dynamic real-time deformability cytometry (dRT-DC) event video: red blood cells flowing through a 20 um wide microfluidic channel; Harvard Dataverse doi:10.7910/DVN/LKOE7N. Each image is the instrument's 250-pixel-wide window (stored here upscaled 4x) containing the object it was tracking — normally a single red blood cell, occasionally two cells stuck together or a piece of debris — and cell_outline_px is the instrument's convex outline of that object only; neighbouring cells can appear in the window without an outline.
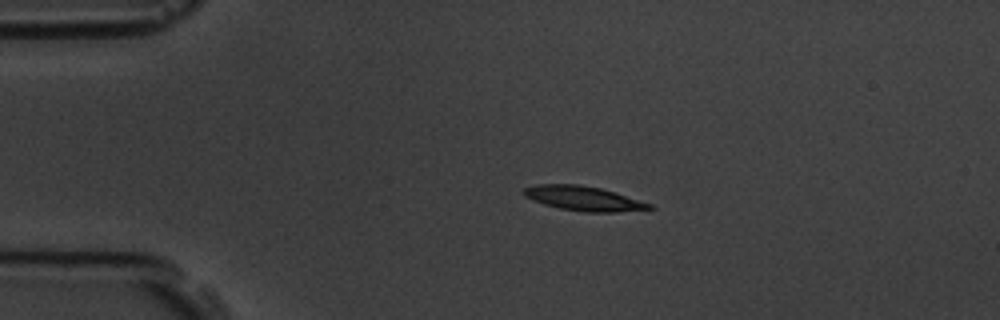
{"species": "common noctule bat (a hibernating species)", "species_latin": "Nyctalus noctula", "temperature_condition": "room temperature", "stored_images_in_passage": 5, "camera_frame_rate_fps": 3000, "um_per_image_px": 0.085, "animal": {"sex": "male", "body_mass_g": 19.5, "forearm_length_mm": 54.6}, "frame": {"image": 1, "passage_image": 3, "time_ms": 2.333, "image_size_px": [1000, 320], "cell_outline_px": [[656, 208], [616, 212], [584, 212], [560, 208], [544, 204], [532, 200], [524, 196], [520, 192], [524, 188], [536, 184], [580, 184], [600, 188], [616, 192], [652, 204]], "centroid_in_image_um": [49.58, 16.86], "position_along_channel_um": 35.4, "area_um2": 18.09}}
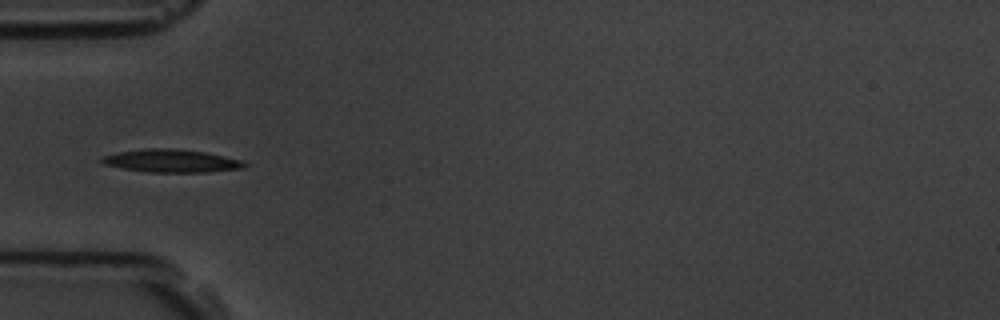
{"frame": {"image": 2, "passage_image": 5, "time_ms": 4.333, "image_size_px": [1000, 320], "cell_outline_px": [[248, 164], [244, 168], [208, 172], [148, 172], [124, 168], [104, 164], [100, 160], [100, 156], [120, 152], [144, 148], [172, 148], [204, 152], [244, 160]], "centroid_in_image_um": [14.6, 13.67], "position_along_channel_um": 70.4, "area_um2": 19.07}}